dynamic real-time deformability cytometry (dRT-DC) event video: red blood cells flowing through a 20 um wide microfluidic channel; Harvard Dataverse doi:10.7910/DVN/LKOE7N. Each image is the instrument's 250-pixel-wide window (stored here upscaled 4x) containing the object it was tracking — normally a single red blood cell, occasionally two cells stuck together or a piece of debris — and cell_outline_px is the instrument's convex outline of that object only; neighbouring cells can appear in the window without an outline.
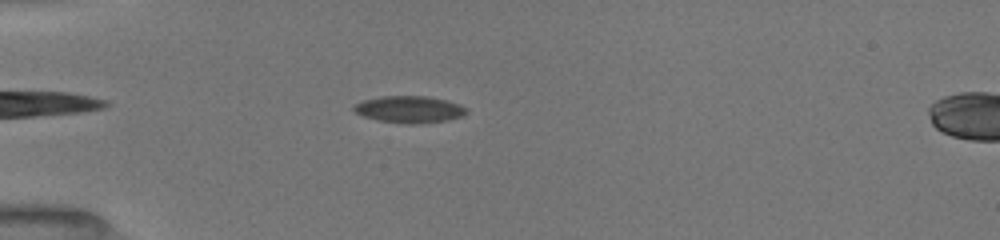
{"species": "common noctule bat (a hibernating species)", "species_latin": "Nyctalus noctula", "temperature_condition": "room temperature", "stored_images_in_passage": 32, "camera_frame_rate_fps": 3000, "um_per_image_px": 0.085, "animal": {"sex": "female", "body_mass_g": 19.5, "forearm_length_mm": 54.1}, "frame": {"image": 1, "passage_image": 11, "time_ms": 2.0, "image_size_px": [1000, 240], "cell_outline_px": [[464, 112], [460, 116], [444, 120], [420, 124], [408, 124], [380, 120], [364, 116], [356, 112], [352, 108], [356, 104], [364, 100], [384, 96], [420, 96], [444, 100], [456, 104], [464, 108]], "centroid_in_image_um": [34.72, 9.3], "position_along_channel_um": 50.3, "area_um2": 16.88}}
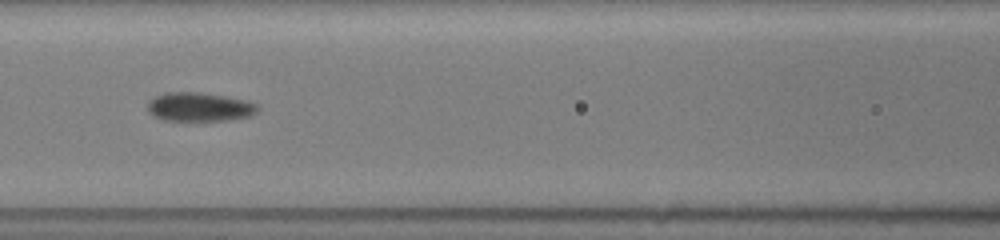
{"frame": {"image": 2, "passage_image": 28, "time_ms": 5.0, "image_size_px": [1000, 240], "cell_outline_px": [[256, 108], [248, 116], [228, 120], [192, 124], [168, 120], [156, 116], [148, 108], [148, 104], [156, 96], [168, 92], [200, 92], [240, 100], [252, 104]], "centroid_in_image_um": [16.86, 9.14], "position_along_channel_um": 149.7, "area_um2": 18.26}}
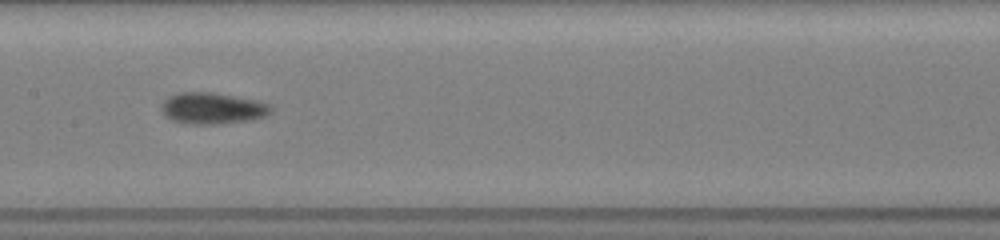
{"frame": {"image": 3, "passage_image": 31, "time_ms": 6.0, "image_size_px": [1000, 240], "cell_outline_px": [[268, 112], [264, 116], [244, 120], [216, 124], [192, 124], [172, 120], [160, 108], [164, 100], [180, 92], [212, 92], [252, 100], [268, 104]], "centroid_in_image_um": [17.97, 9.2], "position_along_channel_um": 189.4, "area_um2": 19.13}}